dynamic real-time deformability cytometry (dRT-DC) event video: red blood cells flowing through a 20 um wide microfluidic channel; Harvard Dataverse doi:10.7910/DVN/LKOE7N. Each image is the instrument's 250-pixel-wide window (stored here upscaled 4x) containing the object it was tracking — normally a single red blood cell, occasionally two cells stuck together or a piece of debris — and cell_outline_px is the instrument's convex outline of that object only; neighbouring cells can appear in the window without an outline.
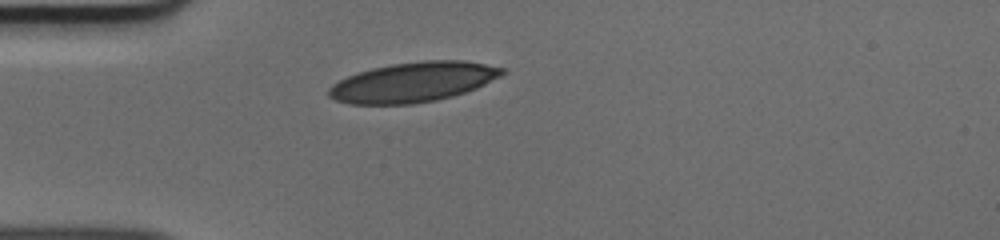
{"species": "human", "species_latin": "Homo sapiens", "temperature_condition": "cold", "stored_images_in_passage": 37, "camera_frame_rate_fps": 3000, "um_per_image_px": 0.085, "donor": {"sex": "male"}, "frame": {"image": 1, "passage_image": 1, "time_ms": 0.0, "image_size_px": [1000, 240], "cell_outline_px": [[504, 72], [500, 76], [476, 88], [452, 96], [436, 100], [412, 104], [348, 104], [336, 100], [328, 96], [328, 88], [332, 84], [348, 76], [372, 68], [392, 64], [424, 60], [464, 60], [504, 68]], "centroid_in_image_um": [35.09, 6.98], "position_along_channel_um": 49.9, "area_um2": 40.0}}
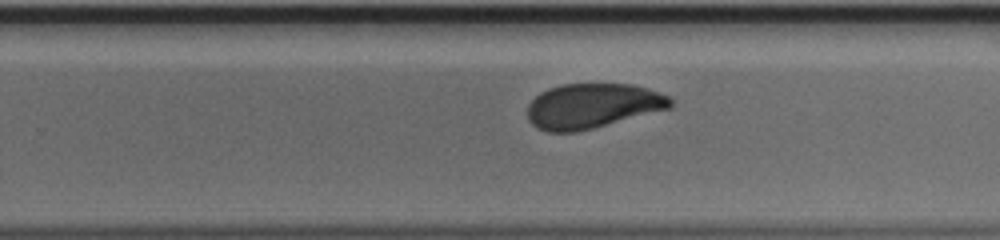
{"frame": {"image": 2, "passage_image": 19, "time_ms": 6.0, "image_size_px": [1000, 240], "cell_outline_px": [[672, 108], [576, 132], [548, 132], [536, 128], [528, 120], [528, 104], [540, 92], [548, 88], [564, 84], [632, 84], [648, 88], [668, 96], [672, 100]], "centroid_in_image_um": [50.35, 9.0], "position_along_channel_um": 279.5, "area_um2": 37.4}}
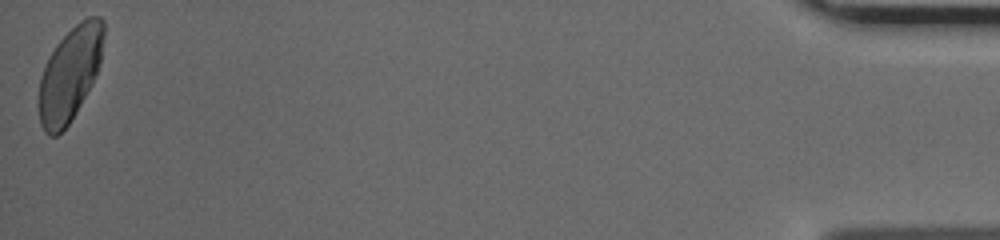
{"frame": {"image": 3, "passage_image": 37, "time_ms": 12.0, "image_size_px": [1000, 240], "cell_outline_px": [[104, 36], [100, 60], [92, 84], [76, 112], [68, 124], [56, 136], [48, 136], [44, 132], [40, 124], [36, 104], [40, 80], [44, 68], [56, 44], [80, 20], [88, 16], [100, 16], [104, 20]], "centroid_in_image_um": [5.91, 6.31], "position_along_channel_um": 429.3, "area_um2": 35.55}}